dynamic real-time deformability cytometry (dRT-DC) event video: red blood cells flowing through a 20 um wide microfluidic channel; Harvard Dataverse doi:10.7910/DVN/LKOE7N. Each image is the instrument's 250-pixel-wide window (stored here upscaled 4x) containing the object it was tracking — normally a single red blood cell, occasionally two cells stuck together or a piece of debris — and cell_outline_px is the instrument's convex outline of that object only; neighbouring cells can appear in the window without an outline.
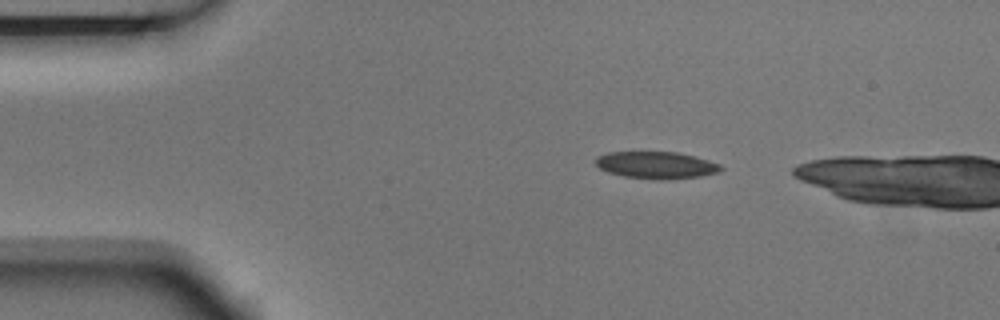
{"species": "Egyptian fruit bat (a non-hibernating species)", "species_latin": "Rousettus aegyptiacus", "temperature_condition": "room temperature", "stored_images_in_passage": 4, "camera_frame_rate_fps": 3000, "um_per_image_px": 0.085, "animal": {"sex": "male"}, "frame": {"image": 1, "passage_image": 3, "time_ms": 0.667, "image_size_px": [1000, 320], "cell_outline_px": [[724, 168], [720, 172], [700, 176], [664, 180], [624, 176], [608, 172], [600, 168], [596, 164], [596, 156], [608, 152], [676, 152], [708, 160], [720, 164]], "centroid_in_image_um": [55.79, 14.03], "position_along_channel_um": 29.2, "area_um2": 19.59}}